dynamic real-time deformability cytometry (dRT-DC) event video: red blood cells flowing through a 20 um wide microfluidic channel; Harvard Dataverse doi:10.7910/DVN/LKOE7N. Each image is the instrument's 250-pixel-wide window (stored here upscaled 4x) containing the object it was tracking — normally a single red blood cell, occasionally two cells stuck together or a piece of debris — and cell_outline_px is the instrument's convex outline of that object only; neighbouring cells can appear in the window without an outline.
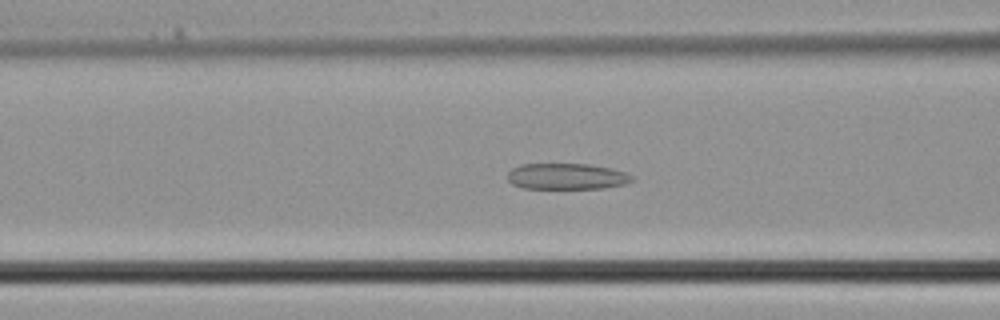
{"species": "common noctule bat (a hibernating species)", "species_latin": "Nyctalus noctula", "temperature_condition": "cold", "stored_images_in_passage": 38, "camera_frame_rate_fps": 3000, "um_per_image_px": 0.085, "animal": {"sex": "male", "body_mass_g": 21.5, "forearm_length_mm": 52.0}, "frame": {"image": 1, "passage_image": 15, "time_ms": 4.667, "image_size_px": [1000, 320], "cell_outline_px": [[632, 180], [624, 184], [604, 188], [524, 188], [512, 184], [508, 180], [508, 172], [512, 168], [520, 164], [588, 164], [612, 168], [624, 172], [632, 176]], "centroid_in_image_um": [48.14, 14.99], "position_along_channel_um": 118.5, "area_um2": 18.79}}
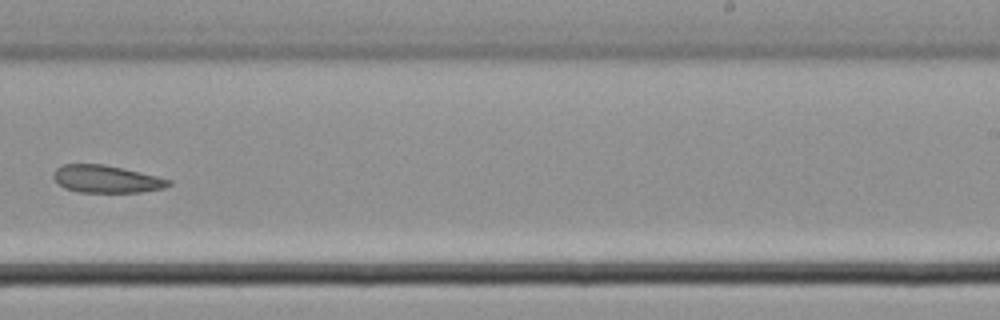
{"frame": {"image": 2, "passage_image": 24, "time_ms": 7.667, "image_size_px": [1000, 320], "cell_outline_px": [[172, 184], [164, 188], [140, 192], [80, 192], [64, 188], [52, 176], [52, 172], [56, 168], [64, 164], [104, 164], [156, 176], [172, 180]], "centroid_in_image_um": [9.03, 15.22], "position_along_channel_um": 280.0, "area_um2": 18.32}}
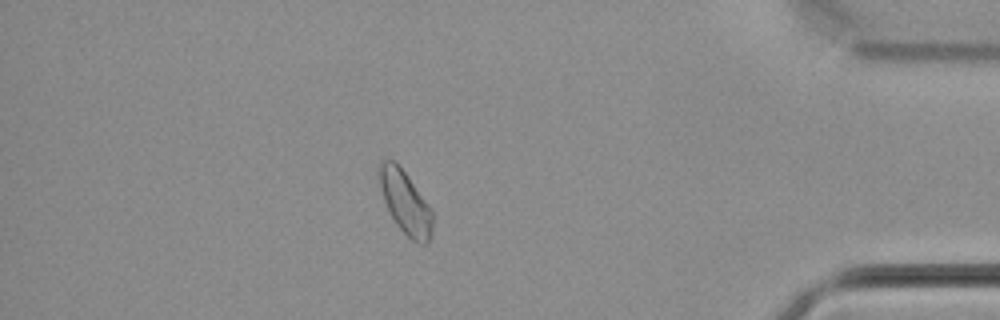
{"frame": {"image": 3, "passage_image": 33, "time_ms": 10.667, "image_size_px": [1000, 320], "cell_outline_px": [[432, 236], [428, 244], [420, 244], [412, 240], [396, 224], [384, 200], [380, 188], [376, 168], [380, 160], [392, 160], [408, 176], [428, 204], [432, 212]], "centroid_in_image_um": [34.43, 17.2], "position_along_channel_um": 400.8, "area_um2": 19.48}}